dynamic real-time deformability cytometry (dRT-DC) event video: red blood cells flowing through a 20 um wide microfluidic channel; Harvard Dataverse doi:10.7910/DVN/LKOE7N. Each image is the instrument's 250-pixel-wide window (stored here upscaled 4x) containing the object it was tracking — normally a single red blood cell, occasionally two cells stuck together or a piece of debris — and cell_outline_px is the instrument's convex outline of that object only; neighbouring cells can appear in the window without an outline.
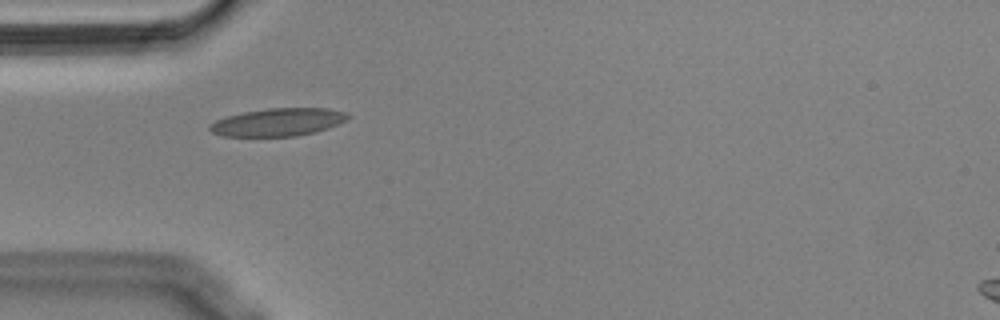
{"species": "Egyptian fruit bat (a non-hibernating species)", "species_latin": "Rousettus aegyptiacus", "temperature_condition": "cold", "stored_images_in_passage": 41, "camera_frame_rate_fps": 3000, "um_per_image_px": 0.085, "animal": {"sex": "male"}, "frame": {"image": 1, "passage_image": 2, "time_ms": 0.333, "image_size_px": [1000, 320], "cell_outline_px": [[352, 116], [328, 128], [316, 132], [296, 136], [224, 136], [212, 132], [208, 128], [208, 124], [216, 120], [228, 116], [244, 112], [268, 108], [328, 108], [344, 112]], "centroid_in_image_um": [23.62, 10.38], "position_along_channel_um": 61.4, "area_um2": 22.25}}
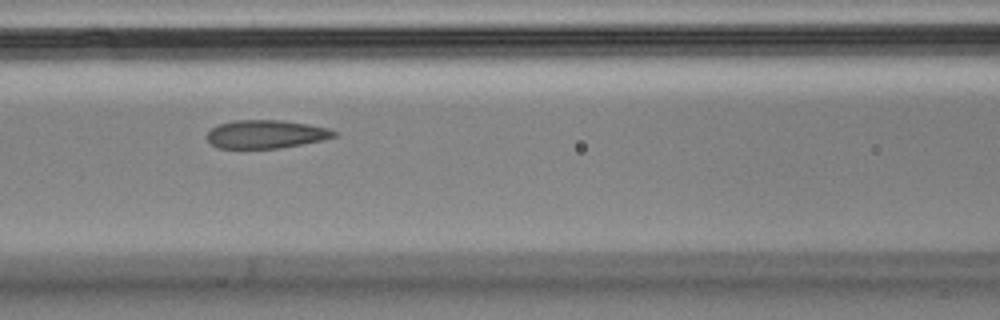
{"frame": {"image": 2, "passage_image": 9, "time_ms": 2.667, "image_size_px": [1000, 320], "cell_outline_px": [[336, 136], [320, 140], [280, 148], [216, 148], [204, 136], [212, 128], [220, 124], [236, 120], [280, 120], [308, 124], [328, 128], [336, 132]], "centroid_in_image_um": [22.56, 11.4], "position_along_channel_um": 144.0, "area_um2": 20.75}}
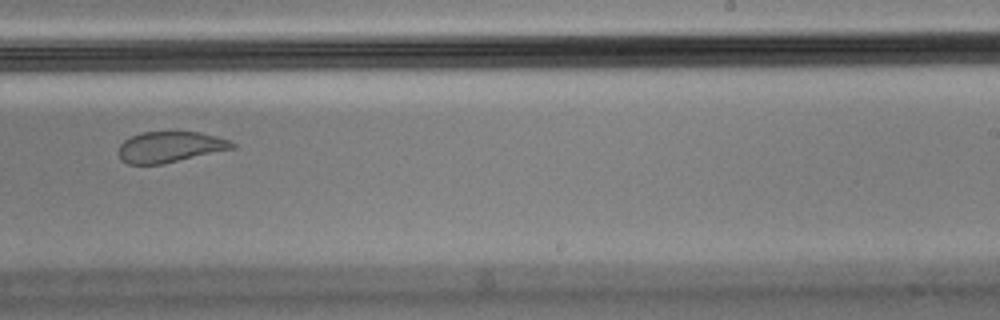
{"frame": {"image": 3, "passage_image": 20, "time_ms": 6.333, "image_size_px": [1000, 320], "cell_outline_px": [[236, 148], [164, 164], [128, 164], [120, 160], [116, 152], [120, 144], [124, 140], [140, 132], [200, 132], [216, 136], [228, 140], [236, 144]], "centroid_in_image_um": [14.42, 12.5], "position_along_channel_um": 274.6, "area_um2": 20.69}, "authors_computed_cell_mechanics": {"area_um2": 22.1952, "velocity_mm_per_s": 3.5665, "shape_relaxation_time_tau1_ms": null, "shape_relaxation_time_tau2_ms": 0.6979, "deformation_change_tau1": null, "deformation_change_tau2": 0.0649}}